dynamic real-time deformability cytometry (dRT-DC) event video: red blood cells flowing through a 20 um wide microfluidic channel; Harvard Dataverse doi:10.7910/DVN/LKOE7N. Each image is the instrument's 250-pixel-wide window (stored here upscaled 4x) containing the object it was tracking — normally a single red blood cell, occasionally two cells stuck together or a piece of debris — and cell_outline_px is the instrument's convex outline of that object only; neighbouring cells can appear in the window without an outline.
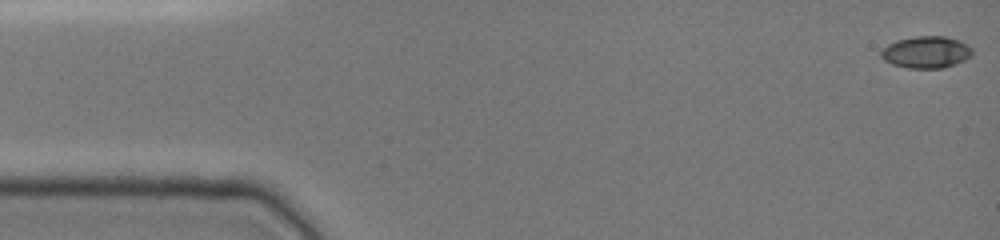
{"species": "common noctule bat (a hibernating species)", "species_latin": "Nyctalus noctula", "temperature_condition": "cold", "stored_images_in_passage": 47, "camera_frame_rate_fps": 3000, "um_per_image_px": 0.085, "animal": {"sex": "female", "body_mass_g": 19.0, "forearm_length_mm": 51.5}, "frame": {"image": 1, "passage_image": 1, "time_ms": 0.0, "image_size_px": [1000, 240], "cell_outline_px": [[972, 56], [964, 60], [940, 68], [908, 68], [892, 64], [884, 60], [880, 56], [880, 52], [888, 44], [896, 40], [916, 36], [944, 36], [960, 40], [968, 44], [972, 48]], "centroid_in_image_um": [78.72, 4.42], "position_along_channel_um": 6.3, "area_um2": 16.94}}
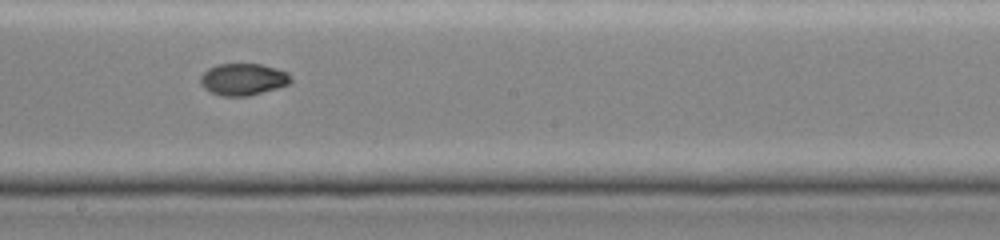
{"frame": {"image": 2, "passage_image": 27, "time_ms": 8.667, "image_size_px": [1000, 240], "cell_outline_px": [[292, 80], [288, 84], [276, 88], [248, 96], [224, 96], [212, 92], [204, 88], [200, 84], [200, 76], [208, 68], [216, 64], [260, 64], [276, 68], [288, 72], [292, 76]], "centroid_in_image_um": [20.66, 6.73], "position_along_channel_um": 227.5, "area_um2": 16.76}}
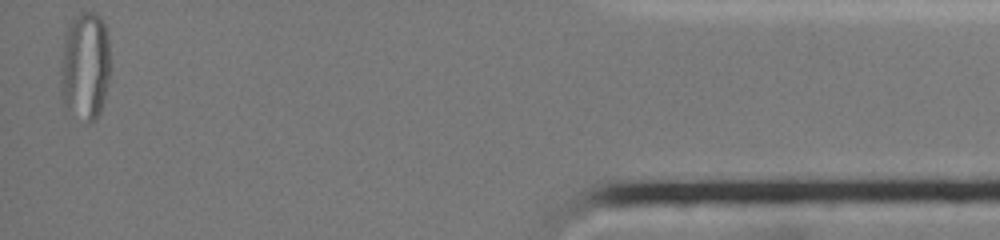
{"frame": {"image": 3, "passage_image": 47, "time_ms": 15.333, "image_size_px": [1000, 240], "cell_outline_px": [[112, 68], [104, 100], [100, 112], [96, 120], [92, 124], [88, 124], [68, 108], [64, 104], [60, 92], [60, 68], [64, 32], [68, 24], [80, 12], [96, 12], [100, 16], [108, 32]], "centroid_in_image_um": [7.26, 5.6], "position_along_channel_um": 427.9, "area_um2": 32.6}, "authors_computed_cell_mechanics": {"area_um2": 16.9354, "velocity_mm_per_s": 3.9811, "shape_relaxation_time_tau1_ms": null, "shape_relaxation_time_tau2_ms": 2.8772, "deformation_change_tau1": null, "deformation_change_tau2": 0.0275}}